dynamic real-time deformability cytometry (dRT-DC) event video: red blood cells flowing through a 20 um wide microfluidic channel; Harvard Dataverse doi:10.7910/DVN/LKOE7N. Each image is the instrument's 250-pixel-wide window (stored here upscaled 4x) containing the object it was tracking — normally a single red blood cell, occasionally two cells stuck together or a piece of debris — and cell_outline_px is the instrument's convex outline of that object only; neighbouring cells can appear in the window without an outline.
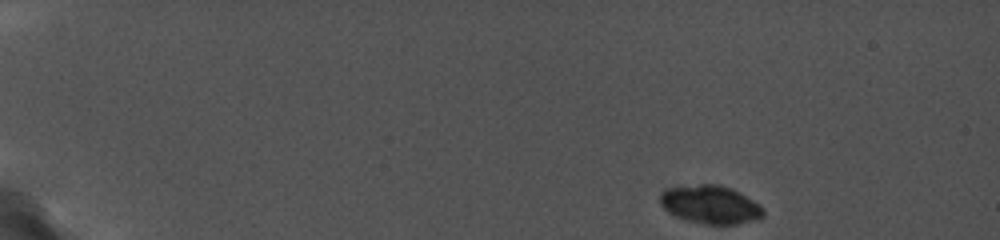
{"species": "common noctule bat (a hibernating species)", "species_latin": "Nyctalus noctula", "temperature_condition": "cold", "stored_images_in_passage": 50, "camera_frame_rate_fps": 5000, "um_per_image_px": 0.085, "animal": {"sex": "female", "body_mass_g": 19.0, "forearm_length_mm": 56.7}, "frame": {"image": 1, "passage_image": 1, "time_ms": 0.0, "image_size_px": [1000, 240], "cell_outline_px": [[764, 216], [756, 220], [736, 224], [704, 224], [684, 220], [668, 212], [660, 204], [660, 192], [664, 188], [700, 184], [720, 184], [732, 188], [740, 192], [760, 204], [764, 208]], "centroid_in_image_um": [60.38, 17.38], "position_along_channel_um": 24.6, "area_um2": 23.41}}
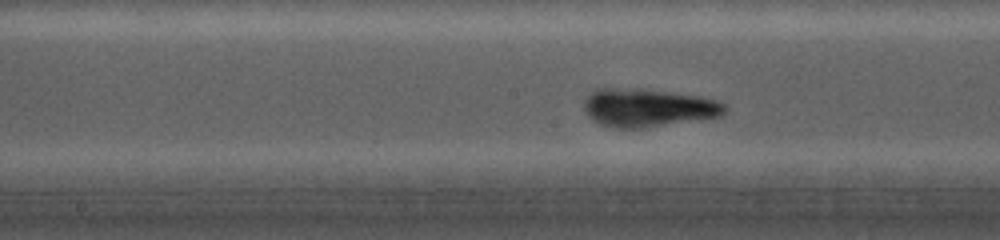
{"frame": {"image": 2, "passage_image": 29, "time_ms": 8.0, "image_size_px": [1000, 240], "cell_outline_px": [[728, 108], [720, 116], [644, 128], [616, 128], [600, 124], [592, 120], [588, 116], [584, 108], [584, 100], [592, 92], [600, 88], [604, 88], [664, 92], [696, 96], [716, 100], [724, 104]], "centroid_in_image_um": [55.05, 9.19], "position_along_channel_um": 193.2, "area_um2": 30.46}}
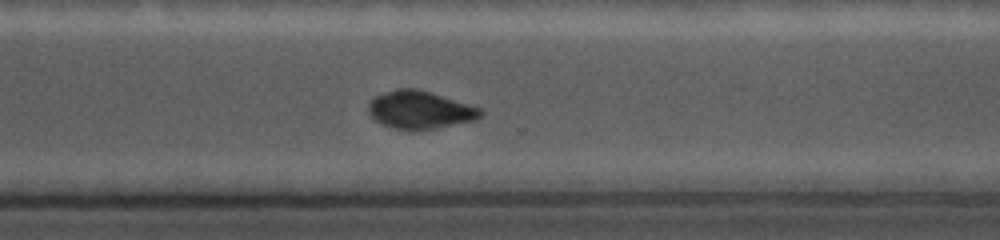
{"frame": {"image": 3, "passage_image": 47, "time_ms": 11.8, "image_size_px": [1000, 240], "cell_outline_px": [[484, 116], [476, 120], [436, 128], [412, 132], [408, 132], [392, 128], [380, 124], [368, 112], [368, 104], [376, 96], [396, 88], [416, 88], [480, 108], [484, 112]], "centroid_in_image_um": [35.69, 9.38], "position_along_channel_um": 334.9, "area_um2": 24.91}}